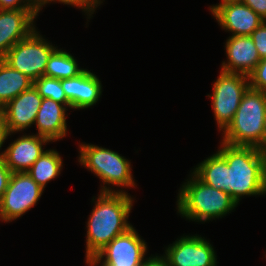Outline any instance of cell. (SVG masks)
I'll return each mask as SVG.
<instances>
[{
    "instance_id": "cell-17",
    "label": "cell",
    "mask_w": 266,
    "mask_h": 266,
    "mask_svg": "<svg viewBox=\"0 0 266 266\" xmlns=\"http://www.w3.org/2000/svg\"><path fill=\"white\" fill-rule=\"evenodd\" d=\"M65 110L64 104L43 98L34 122L38 128L37 135L49 141L64 138L67 131Z\"/></svg>"
},
{
    "instance_id": "cell-12",
    "label": "cell",
    "mask_w": 266,
    "mask_h": 266,
    "mask_svg": "<svg viewBox=\"0 0 266 266\" xmlns=\"http://www.w3.org/2000/svg\"><path fill=\"white\" fill-rule=\"evenodd\" d=\"M37 9L0 10V59L19 41L34 30Z\"/></svg>"
},
{
    "instance_id": "cell-14",
    "label": "cell",
    "mask_w": 266,
    "mask_h": 266,
    "mask_svg": "<svg viewBox=\"0 0 266 266\" xmlns=\"http://www.w3.org/2000/svg\"><path fill=\"white\" fill-rule=\"evenodd\" d=\"M228 62H223L222 71L249 76L261 61L258 50L250 36H231L226 42Z\"/></svg>"
},
{
    "instance_id": "cell-24",
    "label": "cell",
    "mask_w": 266,
    "mask_h": 266,
    "mask_svg": "<svg viewBox=\"0 0 266 266\" xmlns=\"http://www.w3.org/2000/svg\"><path fill=\"white\" fill-rule=\"evenodd\" d=\"M52 1H59L64 4H69L73 6H78L84 9V11H87L89 13H92L94 9L97 7L98 4L101 3L100 0H36L37 4V10L38 12L41 10V7L49 2Z\"/></svg>"
},
{
    "instance_id": "cell-15",
    "label": "cell",
    "mask_w": 266,
    "mask_h": 266,
    "mask_svg": "<svg viewBox=\"0 0 266 266\" xmlns=\"http://www.w3.org/2000/svg\"><path fill=\"white\" fill-rule=\"evenodd\" d=\"M61 85L73 109H84L96 104L102 93L100 80L86 69L74 78L62 79Z\"/></svg>"
},
{
    "instance_id": "cell-18",
    "label": "cell",
    "mask_w": 266,
    "mask_h": 266,
    "mask_svg": "<svg viewBox=\"0 0 266 266\" xmlns=\"http://www.w3.org/2000/svg\"><path fill=\"white\" fill-rule=\"evenodd\" d=\"M32 85L30 78L0 59V109Z\"/></svg>"
},
{
    "instance_id": "cell-27",
    "label": "cell",
    "mask_w": 266,
    "mask_h": 266,
    "mask_svg": "<svg viewBox=\"0 0 266 266\" xmlns=\"http://www.w3.org/2000/svg\"><path fill=\"white\" fill-rule=\"evenodd\" d=\"M12 172L6 166L4 158L0 156V200L8 187Z\"/></svg>"
},
{
    "instance_id": "cell-16",
    "label": "cell",
    "mask_w": 266,
    "mask_h": 266,
    "mask_svg": "<svg viewBox=\"0 0 266 266\" xmlns=\"http://www.w3.org/2000/svg\"><path fill=\"white\" fill-rule=\"evenodd\" d=\"M46 142H49L47 138L38 135L18 138L2 155L6 166L11 172H27L44 152L42 143Z\"/></svg>"
},
{
    "instance_id": "cell-20",
    "label": "cell",
    "mask_w": 266,
    "mask_h": 266,
    "mask_svg": "<svg viewBox=\"0 0 266 266\" xmlns=\"http://www.w3.org/2000/svg\"><path fill=\"white\" fill-rule=\"evenodd\" d=\"M62 159L57 151L46 150L29 168V176L43 189L48 181L60 174Z\"/></svg>"
},
{
    "instance_id": "cell-25",
    "label": "cell",
    "mask_w": 266,
    "mask_h": 266,
    "mask_svg": "<svg viewBox=\"0 0 266 266\" xmlns=\"http://www.w3.org/2000/svg\"><path fill=\"white\" fill-rule=\"evenodd\" d=\"M250 37L253 39L260 58H266V21H263L262 24L252 32Z\"/></svg>"
},
{
    "instance_id": "cell-29",
    "label": "cell",
    "mask_w": 266,
    "mask_h": 266,
    "mask_svg": "<svg viewBox=\"0 0 266 266\" xmlns=\"http://www.w3.org/2000/svg\"><path fill=\"white\" fill-rule=\"evenodd\" d=\"M8 135H11L8 128V124L6 122V118L2 109H0V148L2 147L3 142L6 140ZM2 155L3 153L0 154V156Z\"/></svg>"
},
{
    "instance_id": "cell-30",
    "label": "cell",
    "mask_w": 266,
    "mask_h": 266,
    "mask_svg": "<svg viewBox=\"0 0 266 266\" xmlns=\"http://www.w3.org/2000/svg\"><path fill=\"white\" fill-rule=\"evenodd\" d=\"M255 148L266 157V111L264 116V125H263V133L260 139V142L255 146Z\"/></svg>"
},
{
    "instance_id": "cell-22",
    "label": "cell",
    "mask_w": 266,
    "mask_h": 266,
    "mask_svg": "<svg viewBox=\"0 0 266 266\" xmlns=\"http://www.w3.org/2000/svg\"><path fill=\"white\" fill-rule=\"evenodd\" d=\"M33 85L42 98L52 99L70 107V103L66 99L65 92L62 88L61 80L44 75L35 80Z\"/></svg>"
},
{
    "instance_id": "cell-31",
    "label": "cell",
    "mask_w": 266,
    "mask_h": 266,
    "mask_svg": "<svg viewBox=\"0 0 266 266\" xmlns=\"http://www.w3.org/2000/svg\"><path fill=\"white\" fill-rule=\"evenodd\" d=\"M142 266H169L167 260L162 256V257H149L143 264Z\"/></svg>"
},
{
    "instance_id": "cell-10",
    "label": "cell",
    "mask_w": 266,
    "mask_h": 266,
    "mask_svg": "<svg viewBox=\"0 0 266 266\" xmlns=\"http://www.w3.org/2000/svg\"><path fill=\"white\" fill-rule=\"evenodd\" d=\"M210 10L222 28L233 32L232 36H250L264 21L240 0H222Z\"/></svg>"
},
{
    "instance_id": "cell-5",
    "label": "cell",
    "mask_w": 266,
    "mask_h": 266,
    "mask_svg": "<svg viewBox=\"0 0 266 266\" xmlns=\"http://www.w3.org/2000/svg\"><path fill=\"white\" fill-rule=\"evenodd\" d=\"M79 162L104 183L122 187L135 186L130 162L117 152L91 144L80 146Z\"/></svg>"
},
{
    "instance_id": "cell-3",
    "label": "cell",
    "mask_w": 266,
    "mask_h": 266,
    "mask_svg": "<svg viewBox=\"0 0 266 266\" xmlns=\"http://www.w3.org/2000/svg\"><path fill=\"white\" fill-rule=\"evenodd\" d=\"M178 195V211L189 220L207 221L219 218L237 206L227 193L202 182L195 174Z\"/></svg>"
},
{
    "instance_id": "cell-7",
    "label": "cell",
    "mask_w": 266,
    "mask_h": 266,
    "mask_svg": "<svg viewBox=\"0 0 266 266\" xmlns=\"http://www.w3.org/2000/svg\"><path fill=\"white\" fill-rule=\"evenodd\" d=\"M249 87V76L221 70L213 85V94L209 96L212 98L215 120L220 130L224 131L231 123Z\"/></svg>"
},
{
    "instance_id": "cell-11",
    "label": "cell",
    "mask_w": 266,
    "mask_h": 266,
    "mask_svg": "<svg viewBox=\"0 0 266 266\" xmlns=\"http://www.w3.org/2000/svg\"><path fill=\"white\" fill-rule=\"evenodd\" d=\"M165 253L169 266H216L217 263L211 244L198 236L181 237Z\"/></svg>"
},
{
    "instance_id": "cell-23",
    "label": "cell",
    "mask_w": 266,
    "mask_h": 266,
    "mask_svg": "<svg viewBox=\"0 0 266 266\" xmlns=\"http://www.w3.org/2000/svg\"><path fill=\"white\" fill-rule=\"evenodd\" d=\"M249 85L251 89L266 93V58L261 59L249 75Z\"/></svg>"
},
{
    "instance_id": "cell-21",
    "label": "cell",
    "mask_w": 266,
    "mask_h": 266,
    "mask_svg": "<svg viewBox=\"0 0 266 266\" xmlns=\"http://www.w3.org/2000/svg\"><path fill=\"white\" fill-rule=\"evenodd\" d=\"M85 69H80L74 57L61 49H55L50 55L45 68V76L59 80L74 78Z\"/></svg>"
},
{
    "instance_id": "cell-1",
    "label": "cell",
    "mask_w": 266,
    "mask_h": 266,
    "mask_svg": "<svg viewBox=\"0 0 266 266\" xmlns=\"http://www.w3.org/2000/svg\"><path fill=\"white\" fill-rule=\"evenodd\" d=\"M87 223L86 263L115 237L132 227L127 223L132 198L123 191L103 187Z\"/></svg>"
},
{
    "instance_id": "cell-6",
    "label": "cell",
    "mask_w": 266,
    "mask_h": 266,
    "mask_svg": "<svg viewBox=\"0 0 266 266\" xmlns=\"http://www.w3.org/2000/svg\"><path fill=\"white\" fill-rule=\"evenodd\" d=\"M56 47L50 45L35 30L17 42L3 60L33 82L44 76L46 64Z\"/></svg>"
},
{
    "instance_id": "cell-26",
    "label": "cell",
    "mask_w": 266,
    "mask_h": 266,
    "mask_svg": "<svg viewBox=\"0 0 266 266\" xmlns=\"http://www.w3.org/2000/svg\"><path fill=\"white\" fill-rule=\"evenodd\" d=\"M10 9H37L36 0H0V10Z\"/></svg>"
},
{
    "instance_id": "cell-8",
    "label": "cell",
    "mask_w": 266,
    "mask_h": 266,
    "mask_svg": "<svg viewBox=\"0 0 266 266\" xmlns=\"http://www.w3.org/2000/svg\"><path fill=\"white\" fill-rule=\"evenodd\" d=\"M43 190L27 172H12L0 200L1 220L8 222L22 216L37 203Z\"/></svg>"
},
{
    "instance_id": "cell-13",
    "label": "cell",
    "mask_w": 266,
    "mask_h": 266,
    "mask_svg": "<svg viewBox=\"0 0 266 266\" xmlns=\"http://www.w3.org/2000/svg\"><path fill=\"white\" fill-rule=\"evenodd\" d=\"M42 100L43 98L32 85L1 108L10 133L22 131L34 124Z\"/></svg>"
},
{
    "instance_id": "cell-9",
    "label": "cell",
    "mask_w": 266,
    "mask_h": 266,
    "mask_svg": "<svg viewBox=\"0 0 266 266\" xmlns=\"http://www.w3.org/2000/svg\"><path fill=\"white\" fill-rule=\"evenodd\" d=\"M146 250L145 241L132 226L125 233L115 237L87 264L96 266L105 256L102 266H142Z\"/></svg>"
},
{
    "instance_id": "cell-2",
    "label": "cell",
    "mask_w": 266,
    "mask_h": 266,
    "mask_svg": "<svg viewBox=\"0 0 266 266\" xmlns=\"http://www.w3.org/2000/svg\"><path fill=\"white\" fill-rule=\"evenodd\" d=\"M218 151L226 160V192L236 201L244 195L266 193V157L254 146L222 142Z\"/></svg>"
},
{
    "instance_id": "cell-28",
    "label": "cell",
    "mask_w": 266,
    "mask_h": 266,
    "mask_svg": "<svg viewBox=\"0 0 266 266\" xmlns=\"http://www.w3.org/2000/svg\"><path fill=\"white\" fill-rule=\"evenodd\" d=\"M266 21V0H240Z\"/></svg>"
},
{
    "instance_id": "cell-19",
    "label": "cell",
    "mask_w": 266,
    "mask_h": 266,
    "mask_svg": "<svg viewBox=\"0 0 266 266\" xmlns=\"http://www.w3.org/2000/svg\"><path fill=\"white\" fill-rule=\"evenodd\" d=\"M192 174L205 184L226 192V160L219 152L200 163Z\"/></svg>"
},
{
    "instance_id": "cell-4",
    "label": "cell",
    "mask_w": 266,
    "mask_h": 266,
    "mask_svg": "<svg viewBox=\"0 0 266 266\" xmlns=\"http://www.w3.org/2000/svg\"><path fill=\"white\" fill-rule=\"evenodd\" d=\"M265 111L266 93L249 87L231 123L223 131V143L255 147L262 137Z\"/></svg>"
}]
</instances>
